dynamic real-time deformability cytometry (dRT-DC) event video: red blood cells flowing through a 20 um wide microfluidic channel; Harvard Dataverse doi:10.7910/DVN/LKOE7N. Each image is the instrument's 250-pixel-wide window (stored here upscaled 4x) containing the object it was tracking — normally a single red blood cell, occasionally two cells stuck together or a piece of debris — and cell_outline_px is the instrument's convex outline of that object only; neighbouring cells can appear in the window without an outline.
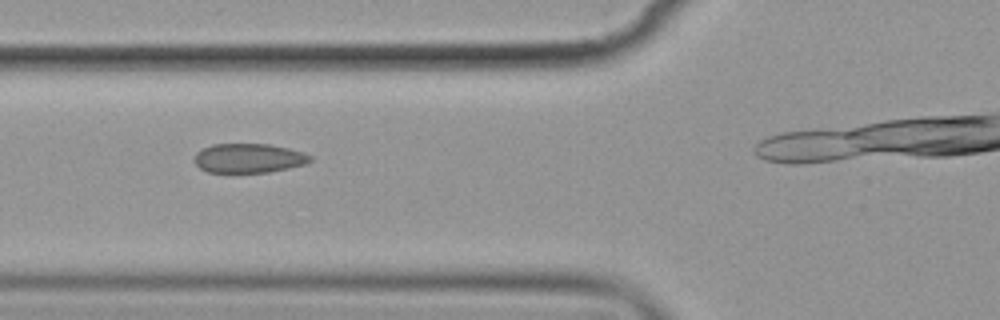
{"species": "common noctule bat (a hibernating species)", "species_latin": "Nyctalus noctula", "temperature_condition": "cold", "stored_images_in_passage": 4, "camera_frame_rate_fps": 3000, "um_per_image_px": 0.085, "animal": {"sex": "female", "body_mass_g": 19.9}, "frame": {"image": 1, "passage_image": 3, "time_ms": 2.333, "image_size_px": [1000, 320], "cell_outline_px": [[312, 160], [304, 164], [288, 168], [268, 172], [208, 172], [200, 168], [192, 160], [196, 152], [212, 144], [268, 144], [288, 148], [304, 152], [312, 156]], "centroid_in_image_um": [21.12, 13.44], "position_along_channel_um": 104.7, "area_um2": 19.77}}